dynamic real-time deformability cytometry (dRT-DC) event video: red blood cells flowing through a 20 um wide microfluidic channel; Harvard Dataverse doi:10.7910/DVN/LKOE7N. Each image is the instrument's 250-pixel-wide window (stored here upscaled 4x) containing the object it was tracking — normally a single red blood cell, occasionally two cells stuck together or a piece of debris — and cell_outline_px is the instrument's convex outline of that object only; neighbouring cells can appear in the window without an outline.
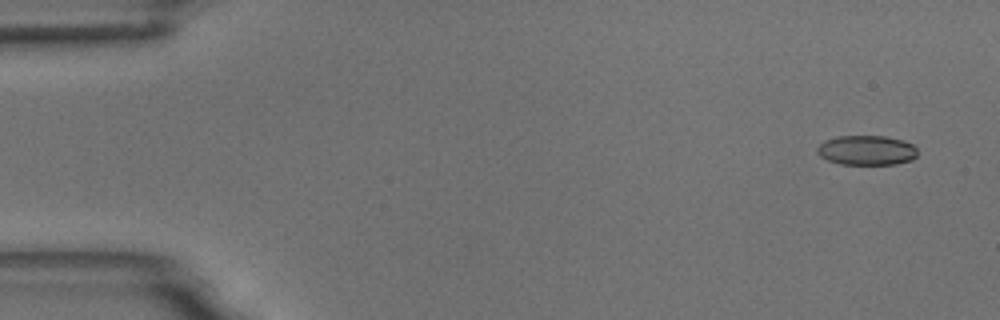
{"species": "common noctule bat (a hibernating species)", "species_latin": "Nyctalus noctula", "temperature_condition": "room temperature", "stored_images_in_passage": 5, "camera_frame_rate_fps": 3000, "um_per_image_px": 0.085, "animal": {"sex": "male", "body_mass_g": 18.8}, "frame": {"image": 1, "passage_image": 1, "time_ms": 0.0, "image_size_px": [1000, 320], "cell_outline_px": [[916, 156], [912, 160], [896, 164], [840, 164], [828, 160], [820, 156], [816, 152], [816, 148], [824, 140], [836, 136], [884, 136], [904, 140], [912, 144], [916, 148]], "centroid_in_image_um": [73.65, 12.77], "position_along_channel_um": 11.4, "area_um2": 17.46}}
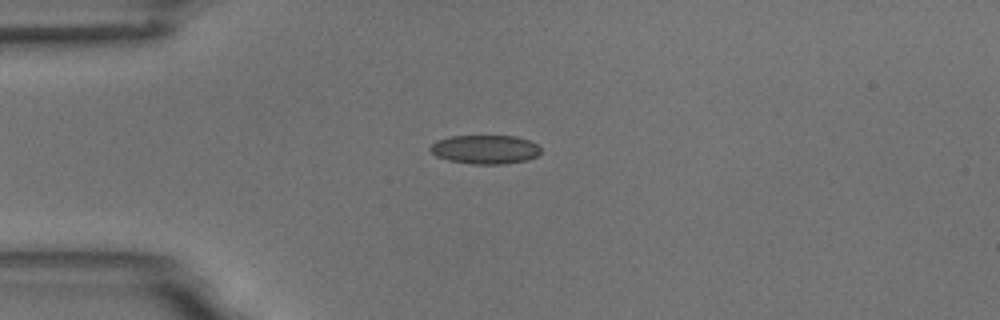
{"frame": {"image": 2, "passage_image": 4, "time_ms": 3.667, "image_size_px": [1000, 320], "cell_outline_px": [[540, 152], [536, 156], [528, 160], [500, 164], [472, 164], [448, 160], [436, 156], [428, 148], [436, 140], [452, 136], [516, 136], [528, 140], [536, 144], [540, 148]], "centroid_in_image_um": [41.22, 12.7], "position_along_channel_um": 43.8, "area_um2": 18.55}}